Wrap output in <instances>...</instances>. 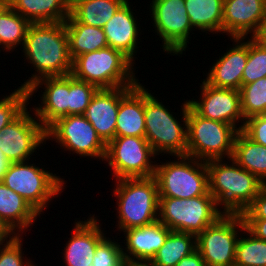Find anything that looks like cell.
Masks as SVG:
<instances>
[{"label": "cell", "mask_w": 266, "mask_h": 266, "mask_svg": "<svg viewBox=\"0 0 266 266\" xmlns=\"http://www.w3.org/2000/svg\"><path fill=\"white\" fill-rule=\"evenodd\" d=\"M22 49L35 73L20 87L28 90L39 79L71 74L72 59L65 22L31 23Z\"/></svg>", "instance_id": "6da1fadb"}, {"label": "cell", "mask_w": 266, "mask_h": 266, "mask_svg": "<svg viewBox=\"0 0 266 266\" xmlns=\"http://www.w3.org/2000/svg\"><path fill=\"white\" fill-rule=\"evenodd\" d=\"M229 160L231 164L224 163L223 159L206 162L209 192L218 207L223 209V213L242 214L252 204L264 184L232 158Z\"/></svg>", "instance_id": "7a4b0ae2"}, {"label": "cell", "mask_w": 266, "mask_h": 266, "mask_svg": "<svg viewBox=\"0 0 266 266\" xmlns=\"http://www.w3.org/2000/svg\"><path fill=\"white\" fill-rule=\"evenodd\" d=\"M115 182L113 195L117 201L118 231L158 221L159 192L154 176L122 178Z\"/></svg>", "instance_id": "3957f363"}, {"label": "cell", "mask_w": 266, "mask_h": 266, "mask_svg": "<svg viewBox=\"0 0 266 266\" xmlns=\"http://www.w3.org/2000/svg\"><path fill=\"white\" fill-rule=\"evenodd\" d=\"M134 64L121 51L106 47L77 56L72 61L71 75L98 89L133 87L139 82Z\"/></svg>", "instance_id": "277c9868"}, {"label": "cell", "mask_w": 266, "mask_h": 266, "mask_svg": "<svg viewBox=\"0 0 266 266\" xmlns=\"http://www.w3.org/2000/svg\"><path fill=\"white\" fill-rule=\"evenodd\" d=\"M181 106V125L173 112L165 107L157 97L145 89V139L151 145L156 155L170 154L171 156L187 155V114L188 100ZM176 118V119H175Z\"/></svg>", "instance_id": "5b68a950"}, {"label": "cell", "mask_w": 266, "mask_h": 266, "mask_svg": "<svg viewBox=\"0 0 266 266\" xmlns=\"http://www.w3.org/2000/svg\"><path fill=\"white\" fill-rule=\"evenodd\" d=\"M223 214L210 192L190 199L159 197L158 221L171 231L197 237Z\"/></svg>", "instance_id": "8992f818"}, {"label": "cell", "mask_w": 266, "mask_h": 266, "mask_svg": "<svg viewBox=\"0 0 266 266\" xmlns=\"http://www.w3.org/2000/svg\"><path fill=\"white\" fill-rule=\"evenodd\" d=\"M175 157L177 161L156 164L154 177L159 197L190 199L206 195L209 192L206 162L188 155Z\"/></svg>", "instance_id": "52a82bcc"}, {"label": "cell", "mask_w": 266, "mask_h": 266, "mask_svg": "<svg viewBox=\"0 0 266 266\" xmlns=\"http://www.w3.org/2000/svg\"><path fill=\"white\" fill-rule=\"evenodd\" d=\"M187 130L188 156L205 162L232 157L238 133L233 125L203 118L188 106Z\"/></svg>", "instance_id": "ba28073f"}, {"label": "cell", "mask_w": 266, "mask_h": 266, "mask_svg": "<svg viewBox=\"0 0 266 266\" xmlns=\"http://www.w3.org/2000/svg\"><path fill=\"white\" fill-rule=\"evenodd\" d=\"M1 182L22 196L39 214L65 187L63 178L29 160L10 163Z\"/></svg>", "instance_id": "9c48e42d"}, {"label": "cell", "mask_w": 266, "mask_h": 266, "mask_svg": "<svg viewBox=\"0 0 266 266\" xmlns=\"http://www.w3.org/2000/svg\"><path fill=\"white\" fill-rule=\"evenodd\" d=\"M244 228L241 214L226 213L206 227L196 237V249L206 266H234L236 245Z\"/></svg>", "instance_id": "30bf717a"}, {"label": "cell", "mask_w": 266, "mask_h": 266, "mask_svg": "<svg viewBox=\"0 0 266 266\" xmlns=\"http://www.w3.org/2000/svg\"><path fill=\"white\" fill-rule=\"evenodd\" d=\"M157 156L145 138L115 137L106 145L104 161L112 168L116 180L122 178L151 177L155 175Z\"/></svg>", "instance_id": "8fae6325"}, {"label": "cell", "mask_w": 266, "mask_h": 266, "mask_svg": "<svg viewBox=\"0 0 266 266\" xmlns=\"http://www.w3.org/2000/svg\"><path fill=\"white\" fill-rule=\"evenodd\" d=\"M149 7L155 32L163 40V51L171 55L183 54L190 32L195 30L190 24L185 0H152Z\"/></svg>", "instance_id": "7c38bea8"}, {"label": "cell", "mask_w": 266, "mask_h": 266, "mask_svg": "<svg viewBox=\"0 0 266 266\" xmlns=\"http://www.w3.org/2000/svg\"><path fill=\"white\" fill-rule=\"evenodd\" d=\"M54 140L65 151L104 161L106 144L84 115L59 118L46 129V140Z\"/></svg>", "instance_id": "4fadbf2b"}, {"label": "cell", "mask_w": 266, "mask_h": 266, "mask_svg": "<svg viewBox=\"0 0 266 266\" xmlns=\"http://www.w3.org/2000/svg\"><path fill=\"white\" fill-rule=\"evenodd\" d=\"M27 109L0 132V150L9 163L30 161L47 141L46 129Z\"/></svg>", "instance_id": "5bb4252c"}, {"label": "cell", "mask_w": 266, "mask_h": 266, "mask_svg": "<svg viewBox=\"0 0 266 266\" xmlns=\"http://www.w3.org/2000/svg\"><path fill=\"white\" fill-rule=\"evenodd\" d=\"M200 87L199 101L188 100L189 106L203 118L227 123L233 125L238 131L242 130L245 119L241 111L239 90L218 88L209 85L205 80ZM240 121L242 124H238L239 127H237Z\"/></svg>", "instance_id": "9a60e30c"}, {"label": "cell", "mask_w": 266, "mask_h": 266, "mask_svg": "<svg viewBox=\"0 0 266 266\" xmlns=\"http://www.w3.org/2000/svg\"><path fill=\"white\" fill-rule=\"evenodd\" d=\"M43 85L45 89L44 92L41 90V104L33 108V114L47 129L59 118L69 115V75L39 79L28 89L29 99Z\"/></svg>", "instance_id": "2e32d148"}, {"label": "cell", "mask_w": 266, "mask_h": 266, "mask_svg": "<svg viewBox=\"0 0 266 266\" xmlns=\"http://www.w3.org/2000/svg\"><path fill=\"white\" fill-rule=\"evenodd\" d=\"M131 88L98 89L84 113L85 118L106 145L115 138L120 100Z\"/></svg>", "instance_id": "e0dca14e"}, {"label": "cell", "mask_w": 266, "mask_h": 266, "mask_svg": "<svg viewBox=\"0 0 266 266\" xmlns=\"http://www.w3.org/2000/svg\"><path fill=\"white\" fill-rule=\"evenodd\" d=\"M266 13V0H224L223 34L231 38L252 37Z\"/></svg>", "instance_id": "ac0fdd59"}, {"label": "cell", "mask_w": 266, "mask_h": 266, "mask_svg": "<svg viewBox=\"0 0 266 266\" xmlns=\"http://www.w3.org/2000/svg\"><path fill=\"white\" fill-rule=\"evenodd\" d=\"M90 215L85 221L74 223V231L64 248V263L67 266H93L97 245L105 238L100 221ZM99 222V223H98Z\"/></svg>", "instance_id": "d6986e66"}, {"label": "cell", "mask_w": 266, "mask_h": 266, "mask_svg": "<svg viewBox=\"0 0 266 266\" xmlns=\"http://www.w3.org/2000/svg\"><path fill=\"white\" fill-rule=\"evenodd\" d=\"M233 47L227 50L209 68L207 77L204 79L209 85L218 88L240 90L242 86L243 70L248 59V40L246 38H231Z\"/></svg>", "instance_id": "ffe728a7"}, {"label": "cell", "mask_w": 266, "mask_h": 266, "mask_svg": "<svg viewBox=\"0 0 266 266\" xmlns=\"http://www.w3.org/2000/svg\"><path fill=\"white\" fill-rule=\"evenodd\" d=\"M127 0L114 14V16L103 27L108 47L121 51L132 62H135V55L139 46L137 17L134 16L130 2Z\"/></svg>", "instance_id": "44dd1931"}, {"label": "cell", "mask_w": 266, "mask_h": 266, "mask_svg": "<svg viewBox=\"0 0 266 266\" xmlns=\"http://www.w3.org/2000/svg\"><path fill=\"white\" fill-rule=\"evenodd\" d=\"M126 243L123 256L126 261L152 259L163 246L171 230L159 221L142 227L124 230Z\"/></svg>", "instance_id": "7402d4cb"}, {"label": "cell", "mask_w": 266, "mask_h": 266, "mask_svg": "<svg viewBox=\"0 0 266 266\" xmlns=\"http://www.w3.org/2000/svg\"><path fill=\"white\" fill-rule=\"evenodd\" d=\"M145 87L138 82L120 100L115 137L145 138Z\"/></svg>", "instance_id": "603a6c76"}, {"label": "cell", "mask_w": 266, "mask_h": 266, "mask_svg": "<svg viewBox=\"0 0 266 266\" xmlns=\"http://www.w3.org/2000/svg\"><path fill=\"white\" fill-rule=\"evenodd\" d=\"M40 214L19 194L0 181V218L20 235L35 222ZM16 231V232H15Z\"/></svg>", "instance_id": "cb8c5ba5"}, {"label": "cell", "mask_w": 266, "mask_h": 266, "mask_svg": "<svg viewBox=\"0 0 266 266\" xmlns=\"http://www.w3.org/2000/svg\"><path fill=\"white\" fill-rule=\"evenodd\" d=\"M6 3L30 23L65 22L70 15L64 0H6Z\"/></svg>", "instance_id": "d4e9b609"}, {"label": "cell", "mask_w": 266, "mask_h": 266, "mask_svg": "<svg viewBox=\"0 0 266 266\" xmlns=\"http://www.w3.org/2000/svg\"><path fill=\"white\" fill-rule=\"evenodd\" d=\"M127 0H80L70 7L65 22L103 28Z\"/></svg>", "instance_id": "484cf974"}, {"label": "cell", "mask_w": 266, "mask_h": 266, "mask_svg": "<svg viewBox=\"0 0 266 266\" xmlns=\"http://www.w3.org/2000/svg\"><path fill=\"white\" fill-rule=\"evenodd\" d=\"M231 158L266 184V147L251 140L242 130L235 137Z\"/></svg>", "instance_id": "4316f807"}, {"label": "cell", "mask_w": 266, "mask_h": 266, "mask_svg": "<svg viewBox=\"0 0 266 266\" xmlns=\"http://www.w3.org/2000/svg\"><path fill=\"white\" fill-rule=\"evenodd\" d=\"M72 61L82 54L108 47L103 28L80 22H65Z\"/></svg>", "instance_id": "83f0119b"}, {"label": "cell", "mask_w": 266, "mask_h": 266, "mask_svg": "<svg viewBox=\"0 0 266 266\" xmlns=\"http://www.w3.org/2000/svg\"><path fill=\"white\" fill-rule=\"evenodd\" d=\"M223 1L185 0L192 27L205 33H223Z\"/></svg>", "instance_id": "f1b7e54d"}, {"label": "cell", "mask_w": 266, "mask_h": 266, "mask_svg": "<svg viewBox=\"0 0 266 266\" xmlns=\"http://www.w3.org/2000/svg\"><path fill=\"white\" fill-rule=\"evenodd\" d=\"M30 24L26 18L15 12L6 3L0 9V46L3 47L2 50L14 51L19 44L22 48Z\"/></svg>", "instance_id": "f546056e"}, {"label": "cell", "mask_w": 266, "mask_h": 266, "mask_svg": "<svg viewBox=\"0 0 266 266\" xmlns=\"http://www.w3.org/2000/svg\"><path fill=\"white\" fill-rule=\"evenodd\" d=\"M196 250V236L190 233L171 231L163 246L152 260L158 266H176L184 257Z\"/></svg>", "instance_id": "4dcf8cb0"}, {"label": "cell", "mask_w": 266, "mask_h": 266, "mask_svg": "<svg viewBox=\"0 0 266 266\" xmlns=\"http://www.w3.org/2000/svg\"><path fill=\"white\" fill-rule=\"evenodd\" d=\"M243 234L247 236L240 235L238 239L234 266H266V241L256 238L246 228Z\"/></svg>", "instance_id": "1f68e13d"}, {"label": "cell", "mask_w": 266, "mask_h": 266, "mask_svg": "<svg viewBox=\"0 0 266 266\" xmlns=\"http://www.w3.org/2000/svg\"><path fill=\"white\" fill-rule=\"evenodd\" d=\"M239 92L245 120L256 115H266V77L241 86Z\"/></svg>", "instance_id": "d6a6232c"}, {"label": "cell", "mask_w": 266, "mask_h": 266, "mask_svg": "<svg viewBox=\"0 0 266 266\" xmlns=\"http://www.w3.org/2000/svg\"><path fill=\"white\" fill-rule=\"evenodd\" d=\"M266 77V48L248 38V59L243 70L242 86Z\"/></svg>", "instance_id": "836d02e7"}, {"label": "cell", "mask_w": 266, "mask_h": 266, "mask_svg": "<svg viewBox=\"0 0 266 266\" xmlns=\"http://www.w3.org/2000/svg\"><path fill=\"white\" fill-rule=\"evenodd\" d=\"M98 88L69 74V115H84Z\"/></svg>", "instance_id": "e575fe53"}, {"label": "cell", "mask_w": 266, "mask_h": 266, "mask_svg": "<svg viewBox=\"0 0 266 266\" xmlns=\"http://www.w3.org/2000/svg\"><path fill=\"white\" fill-rule=\"evenodd\" d=\"M28 90L18 87L10 95L0 99V132L14 121L28 106Z\"/></svg>", "instance_id": "d590c367"}, {"label": "cell", "mask_w": 266, "mask_h": 266, "mask_svg": "<svg viewBox=\"0 0 266 266\" xmlns=\"http://www.w3.org/2000/svg\"><path fill=\"white\" fill-rule=\"evenodd\" d=\"M122 247L116 241L105 237L95 249L93 266H126Z\"/></svg>", "instance_id": "8d00e7d4"}, {"label": "cell", "mask_w": 266, "mask_h": 266, "mask_svg": "<svg viewBox=\"0 0 266 266\" xmlns=\"http://www.w3.org/2000/svg\"><path fill=\"white\" fill-rule=\"evenodd\" d=\"M21 236L16 235L10 242L0 245V266H36L30 258L25 261Z\"/></svg>", "instance_id": "74e56055"}, {"label": "cell", "mask_w": 266, "mask_h": 266, "mask_svg": "<svg viewBox=\"0 0 266 266\" xmlns=\"http://www.w3.org/2000/svg\"><path fill=\"white\" fill-rule=\"evenodd\" d=\"M242 131L251 140L266 147V115L246 119Z\"/></svg>", "instance_id": "f35d334b"}, {"label": "cell", "mask_w": 266, "mask_h": 266, "mask_svg": "<svg viewBox=\"0 0 266 266\" xmlns=\"http://www.w3.org/2000/svg\"><path fill=\"white\" fill-rule=\"evenodd\" d=\"M241 216L243 219H266V184Z\"/></svg>", "instance_id": "ab89813d"}, {"label": "cell", "mask_w": 266, "mask_h": 266, "mask_svg": "<svg viewBox=\"0 0 266 266\" xmlns=\"http://www.w3.org/2000/svg\"><path fill=\"white\" fill-rule=\"evenodd\" d=\"M245 228L256 238L266 241V219H243Z\"/></svg>", "instance_id": "60d3db41"}, {"label": "cell", "mask_w": 266, "mask_h": 266, "mask_svg": "<svg viewBox=\"0 0 266 266\" xmlns=\"http://www.w3.org/2000/svg\"><path fill=\"white\" fill-rule=\"evenodd\" d=\"M176 266H206L200 252L196 249L190 255L181 259Z\"/></svg>", "instance_id": "b9f144b4"}, {"label": "cell", "mask_w": 266, "mask_h": 266, "mask_svg": "<svg viewBox=\"0 0 266 266\" xmlns=\"http://www.w3.org/2000/svg\"><path fill=\"white\" fill-rule=\"evenodd\" d=\"M17 234L0 218V245L10 242ZM6 241V242H5Z\"/></svg>", "instance_id": "7bdbcfd3"}, {"label": "cell", "mask_w": 266, "mask_h": 266, "mask_svg": "<svg viewBox=\"0 0 266 266\" xmlns=\"http://www.w3.org/2000/svg\"><path fill=\"white\" fill-rule=\"evenodd\" d=\"M252 38L266 48V13L257 32L252 36Z\"/></svg>", "instance_id": "ee69618b"}, {"label": "cell", "mask_w": 266, "mask_h": 266, "mask_svg": "<svg viewBox=\"0 0 266 266\" xmlns=\"http://www.w3.org/2000/svg\"><path fill=\"white\" fill-rule=\"evenodd\" d=\"M126 266H158L152 259L126 261Z\"/></svg>", "instance_id": "f6af8a7d"}, {"label": "cell", "mask_w": 266, "mask_h": 266, "mask_svg": "<svg viewBox=\"0 0 266 266\" xmlns=\"http://www.w3.org/2000/svg\"><path fill=\"white\" fill-rule=\"evenodd\" d=\"M9 164L10 163L6 160L2 151L0 150V181L3 178V175L6 173Z\"/></svg>", "instance_id": "bcb514c9"}, {"label": "cell", "mask_w": 266, "mask_h": 266, "mask_svg": "<svg viewBox=\"0 0 266 266\" xmlns=\"http://www.w3.org/2000/svg\"><path fill=\"white\" fill-rule=\"evenodd\" d=\"M69 7H71L73 4H75L76 2L80 1V0H64Z\"/></svg>", "instance_id": "7dc6e473"}, {"label": "cell", "mask_w": 266, "mask_h": 266, "mask_svg": "<svg viewBox=\"0 0 266 266\" xmlns=\"http://www.w3.org/2000/svg\"><path fill=\"white\" fill-rule=\"evenodd\" d=\"M6 4V0H0V9Z\"/></svg>", "instance_id": "c3c4849f"}]
</instances>
